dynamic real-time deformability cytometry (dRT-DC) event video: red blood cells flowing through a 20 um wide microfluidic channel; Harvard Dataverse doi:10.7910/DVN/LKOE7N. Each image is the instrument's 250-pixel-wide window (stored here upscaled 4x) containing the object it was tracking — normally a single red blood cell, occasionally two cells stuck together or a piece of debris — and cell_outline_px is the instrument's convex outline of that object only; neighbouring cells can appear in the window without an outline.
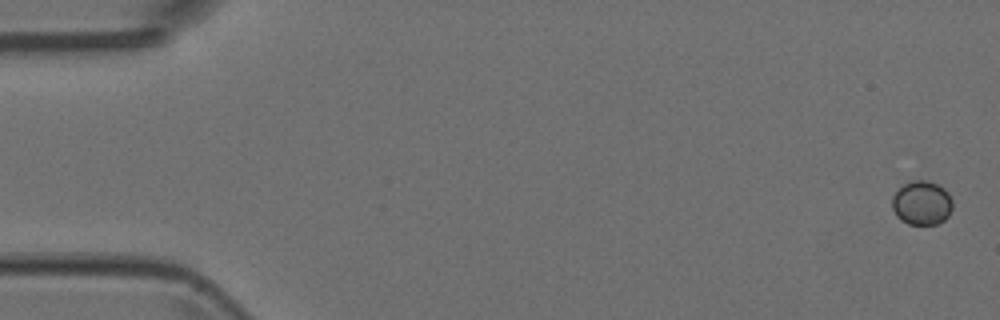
{"species": "Egyptian fruit bat (a non-hibernating species)", "species_latin": "Rousettus aegyptiacus", "temperature_condition": "room temperature", "stored_images_in_passage": 5, "camera_frame_rate_fps": 3000, "um_per_image_px": 0.085, "animal": {"sex": "female"}, "frame": {"image": 1, "passage_image": 1, "time_ms": 0.0, "image_size_px": [1000, 320], "cell_outline_px": [[952, 208], [948, 216], [944, 220], [936, 224], [908, 224], [900, 220], [896, 216], [892, 208], [892, 196], [904, 184], [912, 180], [928, 180], [944, 188], [948, 192], [952, 200]], "centroid_in_image_um": [78.35, 17.25], "position_along_channel_um": 6.7, "area_um2": 15.61}}
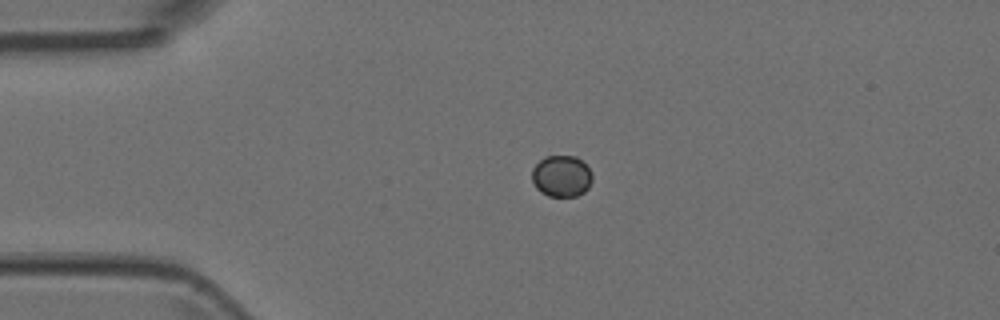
{"frame": {"image": 2, "passage_image": 4, "time_ms": 1.0, "image_size_px": [1000, 320], "cell_outline_px": [[592, 180], [588, 188], [584, 192], [576, 196], [548, 196], [540, 192], [536, 188], [532, 180], [532, 168], [540, 160], [548, 156], [576, 156], [592, 172]], "centroid_in_image_um": [47.72, 14.98], "position_along_channel_um": 37.3, "area_um2": 14.57}}